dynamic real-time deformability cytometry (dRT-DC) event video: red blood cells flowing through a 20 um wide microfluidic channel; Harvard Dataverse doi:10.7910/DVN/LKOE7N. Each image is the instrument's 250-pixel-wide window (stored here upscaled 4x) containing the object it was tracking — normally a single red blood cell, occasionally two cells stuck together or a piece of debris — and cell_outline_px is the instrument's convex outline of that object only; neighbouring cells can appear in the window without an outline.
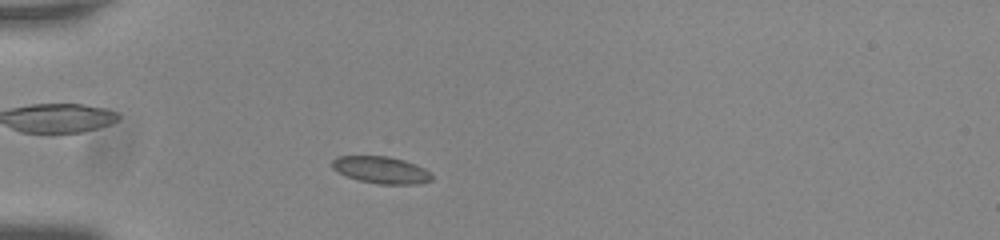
{"species": "common noctule bat (a hibernating species)", "species_latin": "Nyctalus noctula", "temperature_condition": "room temperature", "stored_images_in_passage": 46, "camera_frame_rate_fps": 3000, "um_per_image_px": 0.085, "animal": {"sex": "male", "body_mass_g": 20.0, "forearm_length_mm": 53.3}, "frame": {"image": 1, "passage_image": 7, "time_ms": 2.0, "image_size_px": [1000, 240], "cell_outline_px": [[432, 180], [420, 184], [380, 184], [360, 180], [348, 176], [332, 168], [332, 160], [336, 156], [388, 156], [404, 160], [416, 164], [432, 172]], "centroid_in_image_um": [32.45, 14.44], "position_along_channel_um": 52.6, "area_um2": 15.66}}
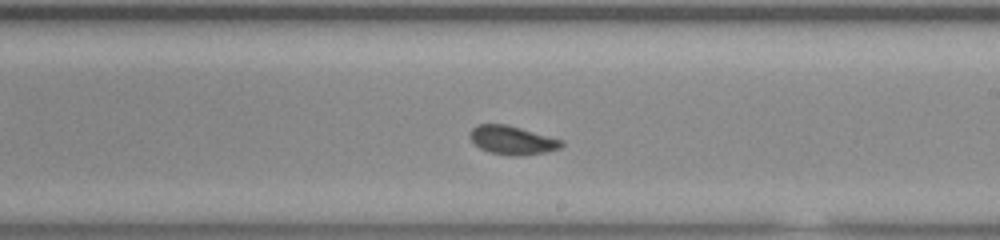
{"frame": {"image": 2, "passage_image": 24, "time_ms": 7.667, "image_size_px": [1000, 240], "cell_outline_px": [[564, 144], [560, 148], [544, 152], [520, 156], [512, 156], [488, 152], [480, 148], [468, 136], [468, 132], [476, 124], [508, 124], [564, 140]], "centroid_in_image_um": [43.53, 11.9], "position_along_channel_um": 245.5, "area_um2": 15.49}}
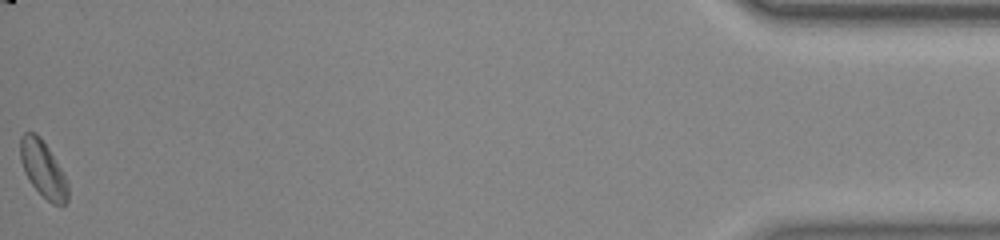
{"frame": {"image": 3, "passage_image": 46, "time_ms": 15.0, "image_size_px": [1000, 240], "cell_outline_px": [[68, 200], [64, 204], [52, 204], [32, 184], [24, 172], [20, 160], [20, 136], [24, 132], [36, 132], [40, 136], [48, 148], [68, 180]], "centroid_in_image_um": [3.65, 14.34], "position_along_channel_um": 431.5, "area_um2": 15.55}, "authors_computed_cell_mechanics": {"area_um2": 15.5193, "velocity_mm_per_s": 3.7198, "shape_relaxation_time_tau1_ms": 2.6258, "shape_relaxation_time_tau2_ms": 1.8305, "deformation_change_tau1": 0.0472, "deformation_change_tau2": 0.0704}}